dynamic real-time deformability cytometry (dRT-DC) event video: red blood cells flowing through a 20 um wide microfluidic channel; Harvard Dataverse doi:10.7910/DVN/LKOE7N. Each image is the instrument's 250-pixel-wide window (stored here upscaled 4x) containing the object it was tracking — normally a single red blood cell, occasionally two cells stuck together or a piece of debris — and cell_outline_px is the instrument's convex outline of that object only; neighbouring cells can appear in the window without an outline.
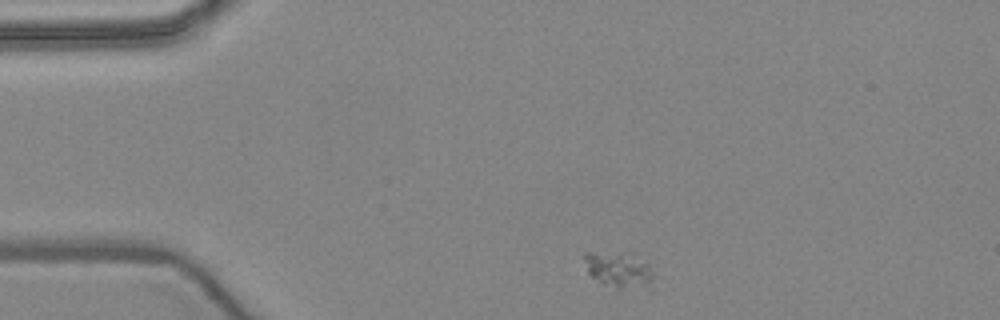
{"species": "common noctule bat (a hibernating species)", "species_latin": "Nyctalus noctula", "temperature_condition": "warm", "stored_images_in_passage": 44, "camera_frame_rate_fps": 3000, "um_per_image_px": 0.085, "animal": {"sex": "female", "body_mass_g": 24.6, "forearm_length_mm": 56.2}, "frame": {"image": 1, "passage_image": 1, "time_ms": 0.0, "image_size_px": [1000, 320], "cell_outline_px": [[652, 292], [616, 288], [604, 284], [592, 276], [588, 272], [580, 256], [584, 252], [624, 252], [644, 264], [652, 272]], "centroid_in_image_um": [52.57, 22.99], "position_along_channel_um": 32.4, "area_um2": 14.74}}
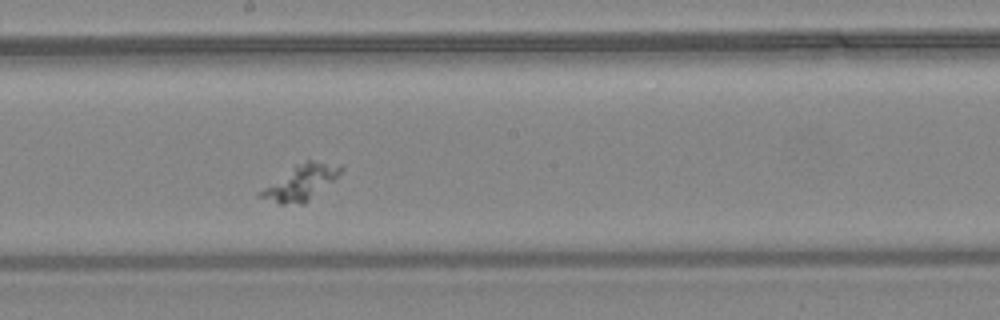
{"frame": {"image": 2, "passage_image": 20, "time_ms": 6.333, "image_size_px": [1000, 320], "cell_outline_px": [[344, 168], [332, 180], [304, 204], [280, 204], [256, 196], [256, 192], [296, 164], [308, 160], [312, 160], [340, 164]], "centroid_in_image_um": [25.51, 15.51], "position_along_channel_um": 222.7, "area_um2": 16.3}}
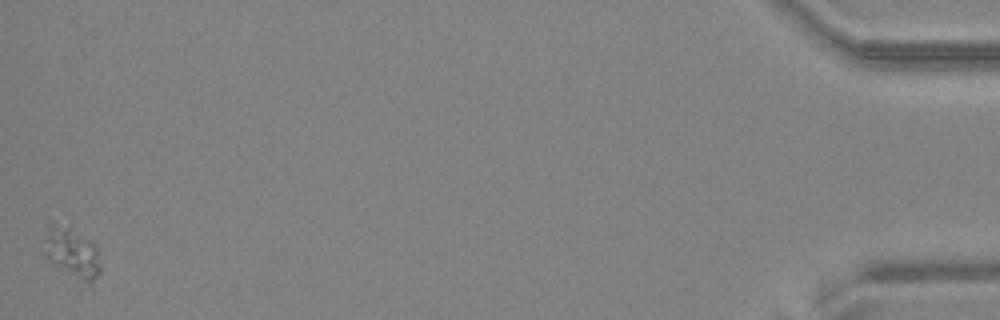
{"frame": {"image": 3, "passage_image": 44, "time_ms": 14.333, "image_size_px": [1000, 320], "cell_outline_px": [[100, 272], [92, 288], [48, 260], [44, 256], [44, 252], [48, 228], [52, 220], [72, 224], [96, 244], [100, 268]], "centroid_in_image_um": [6.16, 21.42], "position_along_channel_um": 429.0, "area_um2": 17.28}}